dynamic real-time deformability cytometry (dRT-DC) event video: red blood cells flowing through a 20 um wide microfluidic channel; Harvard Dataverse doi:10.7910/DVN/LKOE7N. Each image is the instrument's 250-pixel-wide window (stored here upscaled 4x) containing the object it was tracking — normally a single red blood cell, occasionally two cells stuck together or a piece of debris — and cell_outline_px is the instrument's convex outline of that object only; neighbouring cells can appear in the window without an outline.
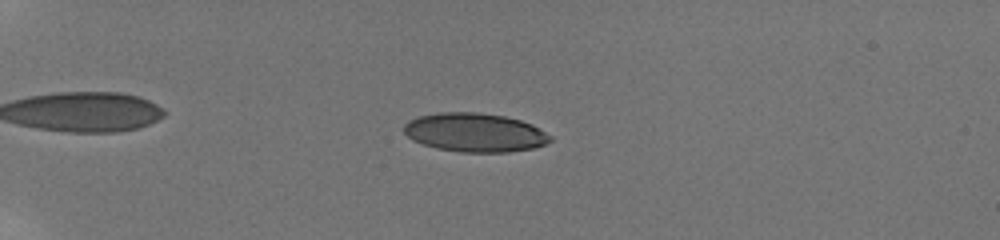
{"species": "human", "species_latin": "Homo sapiens", "temperature_condition": "room temperature", "stored_images_in_passage": 34, "camera_frame_rate_fps": 3000, "um_per_image_px": 0.085, "donor": {"sex": "male"}, "frame": {"image": 1, "passage_image": 10, "time_ms": 6.0, "image_size_px": [1000, 240], "cell_outline_px": [[552, 140], [544, 144], [532, 148], [508, 152], [460, 152], [436, 148], [412, 140], [404, 132], [404, 124], [408, 120], [416, 116], [440, 112], [480, 112], [504, 116], [520, 120], [532, 124], [552, 136]], "centroid_in_image_um": [40.34, 11.25], "position_along_channel_um": 44.7, "area_um2": 33.18}}
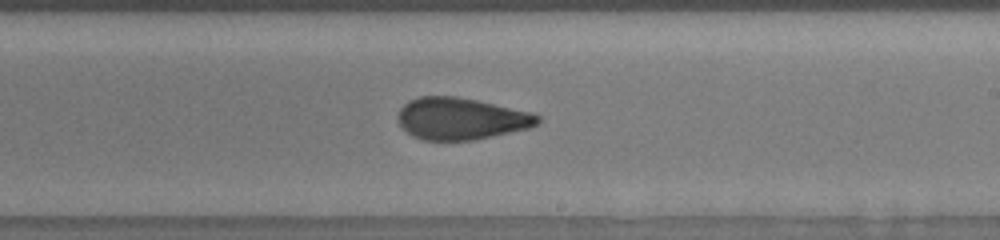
{"frame": {"image": 2, "passage_image": 23, "time_ms": 13.0, "image_size_px": [1000, 240], "cell_outline_px": [[540, 124], [528, 128], [476, 140], [424, 140], [412, 136], [400, 124], [400, 108], [408, 100], [420, 96], [456, 96], [476, 100], [532, 112], [540, 116]], "centroid_in_image_um": [39.22, 10.08], "position_along_channel_um": 249.8, "area_um2": 33.99}}
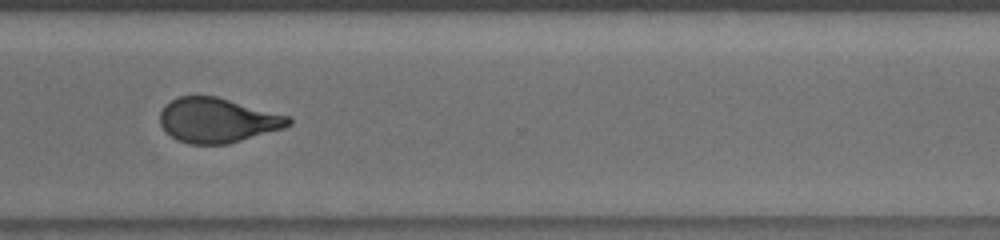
{"frame": {"image": 3, "passage_image": 28, "time_ms": 15.667, "image_size_px": [1000, 240], "cell_outline_px": [[292, 124], [284, 128], [228, 144], [188, 144], [176, 140], [164, 132], [160, 124], [160, 112], [164, 104], [180, 96], [216, 96], [292, 116]], "centroid_in_image_um": [18.48, 10.23], "position_along_channel_um": 352.1, "area_um2": 33.87}, "authors_computed_cell_mechanics": {"area_um2": 33.8708, "velocity_mm_per_s": 3.8399, "shape_relaxation_time_tau1_ms": 9.1153, "shape_relaxation_time_tau2_ms": 1.1144, "deformation_change_tau1": 0.2299, "deformation_change_tau2": 0.0741}}